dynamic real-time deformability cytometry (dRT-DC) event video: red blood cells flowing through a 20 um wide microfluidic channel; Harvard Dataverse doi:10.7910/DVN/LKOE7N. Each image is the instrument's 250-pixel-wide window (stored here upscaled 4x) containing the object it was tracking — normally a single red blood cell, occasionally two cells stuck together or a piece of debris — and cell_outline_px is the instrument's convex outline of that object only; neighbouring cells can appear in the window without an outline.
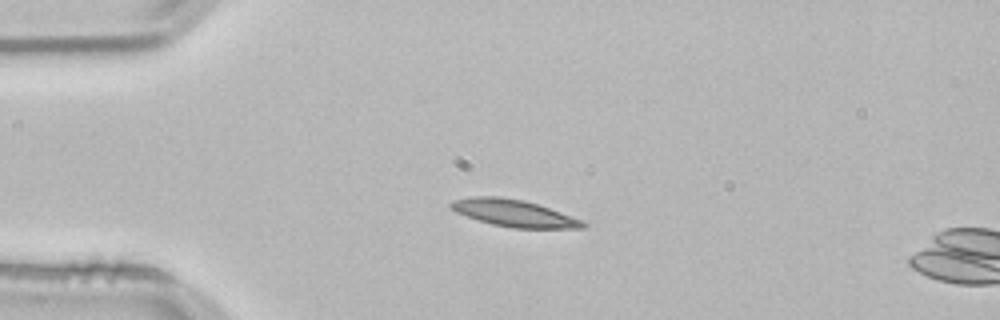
{"species": "common noctule bat (a hibernating species)", "species_latin": "Nyctalus noctula", "temperature_condition": "room temperature", "stored_images_in_passage": 16, "camera_frame_rate_fps": 3000, "um_per_image_px": 0.085, "animal": {"sex": "male", "body_mass_g": 21.5, "forearm_length_mm": 52.0}, "frame": {"image": 1, "passage_image": 12, "time_ms": 3.667, "image_size_px": [1000, 320], "cell_outline_px": [[588, 224], [584, 228], [512, 228], [492, 224], [456, 212], [448, 208], [448, 204], [452, 200], [472, 196], [500, 196], [524, 200], [584, 220]], "centroid_in_image_um": [43.67, 18.11], "position_along_channel_um": 41.3, "area_um2": 20.75}}